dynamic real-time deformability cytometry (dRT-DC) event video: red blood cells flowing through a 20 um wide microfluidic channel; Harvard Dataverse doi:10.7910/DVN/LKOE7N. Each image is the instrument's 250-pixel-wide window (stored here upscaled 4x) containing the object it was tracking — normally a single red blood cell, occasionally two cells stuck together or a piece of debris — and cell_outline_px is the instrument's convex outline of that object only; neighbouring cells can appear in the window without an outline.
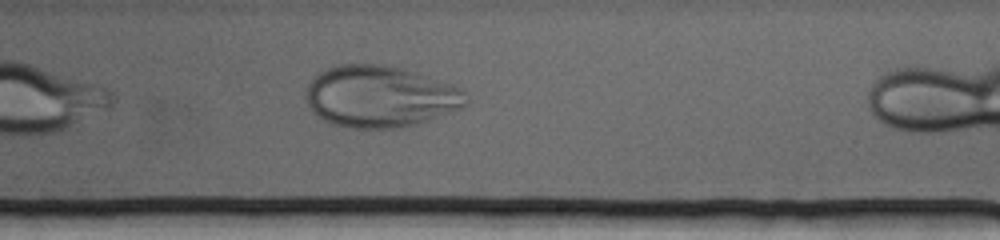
{"species": "human", "species_latin": "Homo sapiens", "temperature_condition": "cold", "stored_images_in_passage": 38, "camera_frame_rate_fps": 3000, "um_per_image_px": 0.085, "donor": {"sex": "female"}, "frame": {"image": 1, "passage_image": 22, "time_ms": 7.0, "image_size_px": [1000, 240], "cell_outline_px": [[468, 104], [460, 108], [428, 120], [404, 128], [348, 128], [332, 124], [324, 120], [312, 112], [308, 104], [304, 92], [312, 76], [316, 72], [336, 64], [384, 64], [404, 68], [452, 84], [460, 88], [464, 92]], "centroid_in_image_um": [32.26, 8.19], "position_along_channel_um": 256.7, "area_um2": 58.09}}
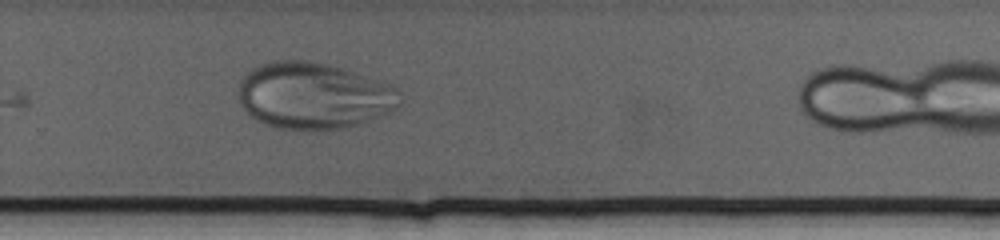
{"frame": {"image": 2, "passage_image": 27, "time_ms": 8.667, "image_size_px": [1000, 240], "cell_outline_px": [[400, 104], [396, 108], [388, 112], [368, 120], [356, 124], [340, 128], [312, 132], [272, 128], [256, 120], [240, 104], [236, 92], [240, 80], [252, 68], [260, 64], [272, 60], [312, 60], [344, 68], [392, 84], [400, 92]], "centroid_in_image_um": [26.62, 8.14], "position_along_channel_um": 303.2, "area_um2": 63.64}}